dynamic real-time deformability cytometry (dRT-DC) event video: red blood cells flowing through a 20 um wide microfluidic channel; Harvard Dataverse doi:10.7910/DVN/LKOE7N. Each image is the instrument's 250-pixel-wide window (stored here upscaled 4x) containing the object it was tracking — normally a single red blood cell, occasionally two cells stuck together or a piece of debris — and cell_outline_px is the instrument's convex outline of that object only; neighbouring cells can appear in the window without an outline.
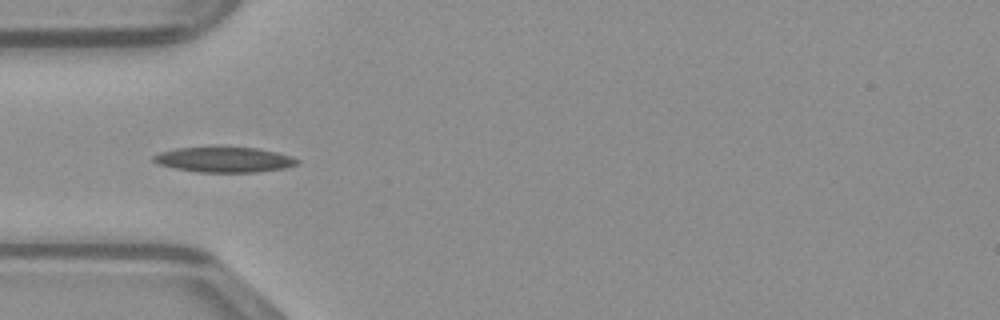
{"species": "common noctule bat (a hibernating species)", "species_latin": "Nyctalus noctula", "temperature_condition": "warm", "stored_images_in_passage": 7, "camera_frame_rate_fps": 3000, "um_per_image_px": 0.085, "animal": {"sex": "male", "body_mass_g": 23.1, "forearm_length_mm": 52.7}, "frame": {"image": 1, "passage_image": 3, "time_ms": 0.667, "image_size_px": [1000, 320], "cell_outline_px": [[300, 160], [296, 164], [284, 168], [256, 172], [200, 172], [176, 168], [160, 164], [152, 160], [152, 156], [160, 152], [176, 148], [256, 148], [276, 152], [292, 156]], "centroid_in_image_um": [19.07, 13.58], "position_along_channel_um": 65.9, "area_um2": 20.69}}